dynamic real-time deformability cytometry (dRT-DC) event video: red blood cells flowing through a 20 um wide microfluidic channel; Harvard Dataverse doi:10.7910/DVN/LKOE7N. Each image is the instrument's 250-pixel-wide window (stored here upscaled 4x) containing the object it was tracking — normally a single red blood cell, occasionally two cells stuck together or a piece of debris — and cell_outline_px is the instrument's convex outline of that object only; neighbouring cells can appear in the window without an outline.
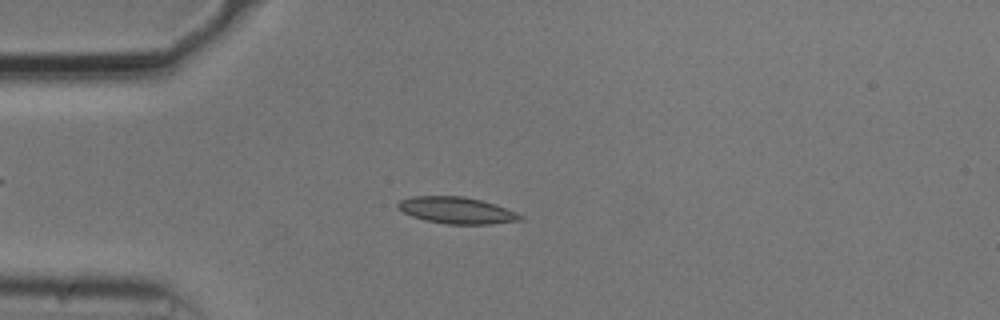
{"species": "common noctule bat (a hibernating species)", "species_latin": "Nyctalus noctula", "temperature_condition": "cold", "stored_images_in_passage": 53, "camera_frame_rate_fps": 3000, "um_per_image_px": 0.085, "animal": {"sex": "male", "body_mass_g": 20.5, "forearm_length_mm": 52.5}, "frame": {"image": 1, "passage_image": 13, "time_ms": 4.0, "image_size_px": [1000, 320], "cell_outline_px": [[524, 220], [488, 224], [448, 224], [424, 220], [412, 216], [396, 208], [396, 204], [400, 200], [412, 196], [464, 196], [480, 200], [516, 212], [524, 216]], "centroid_in_image_um": [38.79, 17.88], "position_along_channel_um": 46.2, "area_um2": 18.9}}
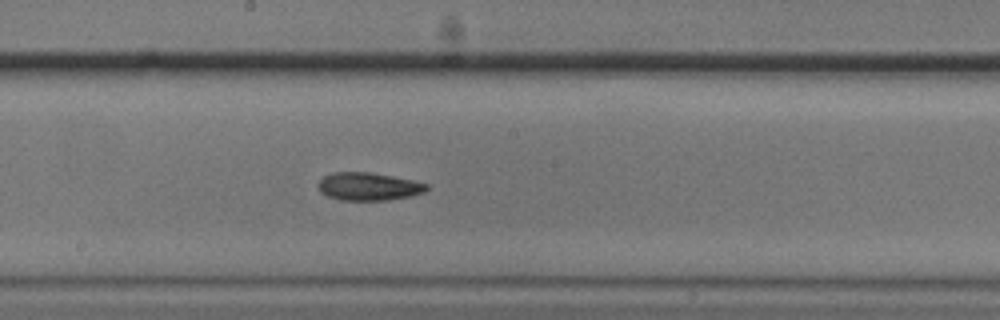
{"frame": {"image": 2, "passage_image": 28, "time_ms": 9.0, "image_size_px": [1000, 320], "cell_outline_px": [[428, 188], [424, 192], [412, 196], [388, 200], [340, 200], [328, 196], [320, 192], [316, 184], [324, 176], [332, 172], [368, 172], [392, 176], [412, 180], [428, 184]], "centroid_in_image_um": [31.3, 15.85], "position_along_channel_um": 216.9, "area_um2": 17.69}}
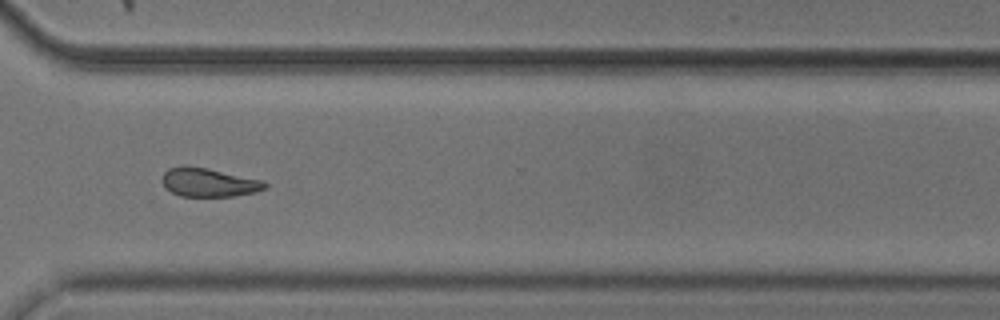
{"frame": {"image": 3, "passage_image": 39, "time_ms": 12.667, "image_size_px": [1000, 320], "cell_outline_px": [[268, 188], [256, 192], [232, 196], [180, 196], [164, 188], [160, 180], [164, 172], [168, 168], [184, 164], [208, 168], [264, 180], [268, 184]], "centroid_in_image_um": [17.73, 15.49], "position_along_channel_um": 352.9, "area_um2": 17.63}, "authors_computed_cell_mechanics": {"area_um2": 17.8024, "velocity_mm_per_s": 3.73, "shape_relaxation_time_tau1_ms": 5.7912, "shape_relaxation_time_tau2_ms": null, "deformation_change_tau1": 0.1179, "deformation_change_tau2": null}}